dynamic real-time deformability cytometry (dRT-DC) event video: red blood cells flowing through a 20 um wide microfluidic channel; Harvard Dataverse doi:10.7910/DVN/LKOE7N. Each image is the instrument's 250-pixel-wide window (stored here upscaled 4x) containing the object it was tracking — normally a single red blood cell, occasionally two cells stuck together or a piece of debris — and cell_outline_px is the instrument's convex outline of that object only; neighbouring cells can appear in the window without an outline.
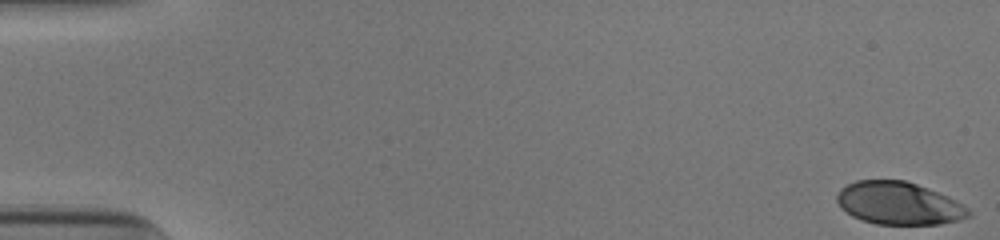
{"species": "human", "species_latin": "Homo sapiens", "temperature_condition": "cold", "stored_images_in_passage": 53, "camera_frame_rate_fps": 3000, "um_per_image_px": 0.085, "donor": {"sex": "male"}, "frame": {"image": 1, "passage_image": 1, "time_ms": 0.0, "image_size_px": [1000, 240], "cell_outline_px": [[972, 216], [960, 220], [940, 224], [876, 224], [860, 220], [852, 216], [836, 200], [836, 196], [840, 188], [856, 180], [904, 180], [928, 188], [948, 196], [968, 208], [972, 212]], "centroid_in_image_um": [76.42, 17.28], "position_along_channel_um": 8.6, "area_um2": 32.71}}
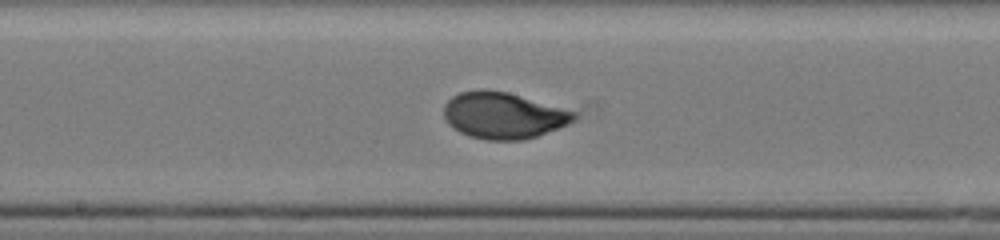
{"frame": {"image": 2, "passage_image": 29, "time_ms": 9.333, "image_size_px": [1000, 240], "cell_outline_px": [[580, 116], [576, 120], [568, 124], [536, 136], [524, 140], [488, 140], [468, 136], [452, 128], [448, 124], [444, 116], [444, 104], [452, 96], [460, 92], [480, 88], [484, 88], [508, 92], [576, 112]], "centroid_in_image_um": [42.77, 9.8], "position_along_channel_um": 205.4, "area_um2": 35.43}}
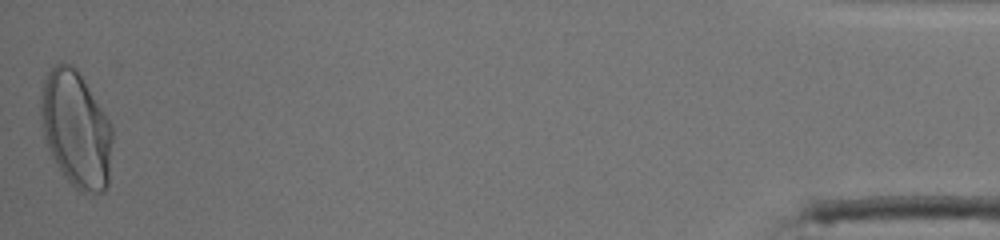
{"frame": {"image": 3, "passage_image": 53, "time_ms": 17.333, "image_size_px": [1000, 240], "cell_outline_px": [[112, 140], [108, 184], [104, 192], [80, 192], [64, 176], [52, 156], [44, 140], [40, 112], [40, 96], [44, 80], [48, 72], [56, 64], [72, 64], [80, 72], [112, 124]], "centroid_in_image_um": [6.46, 10.96], "position_along_channel_um": 428.7, "area_um2": 48.61}, "authors_computed_cell_mechanics": {"area_um2": 34.7956, "velocity_mm_per_s": 3.8754, "shape_relaxation_time_tau1_ms": 3.3573, "shape_relaxation_time_tau2_ms": null, "deformation_change_tau1": 0.1605, "deformation_change_tau2": null}}